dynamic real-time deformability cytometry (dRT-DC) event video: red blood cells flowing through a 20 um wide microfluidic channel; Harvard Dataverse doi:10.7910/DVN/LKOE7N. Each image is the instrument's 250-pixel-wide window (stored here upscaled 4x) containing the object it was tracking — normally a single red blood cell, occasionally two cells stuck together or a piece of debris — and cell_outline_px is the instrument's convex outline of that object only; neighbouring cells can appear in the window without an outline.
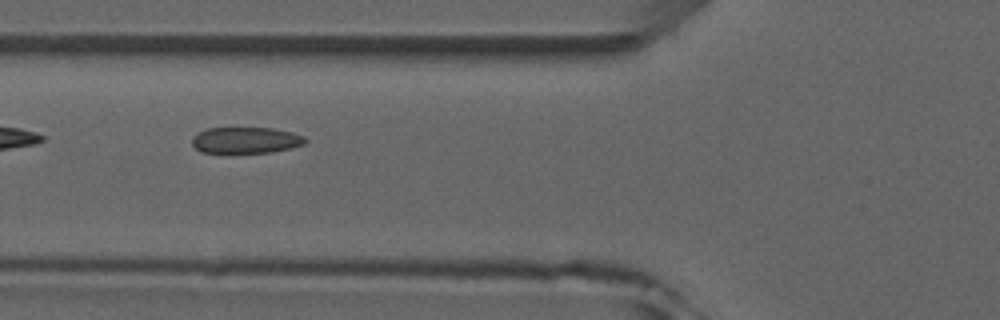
{"species": "common noctule bat (a hibernating species)", "species_latin": "Nyctalus noctula", "temperature_condition": "room temperature", "stored_images_in_passage": 5, "camera_frame_rate_fps": 3000, "um_per_image_px": 0.085, "animal": {"sex": "male", "forearm_length_mm": 52.5}, "frame": {"image": 1, "passage_image": 5, "time_ms": 4.667, "image_size_px": [1000, 320], "cell_outline_px": [[308, 140], [304, 144], [292, 148], [272, 152], [232, 156], [228, 156], [200, 152], [192, 144], [192, 136], [196, 132], [208, 128], [272, 128], [292, 132], [304, 136]], "centroid_in_image_um": [20.84, 11.97], "position_along_channel_um": 105.0, "area_um2": 18.44}}